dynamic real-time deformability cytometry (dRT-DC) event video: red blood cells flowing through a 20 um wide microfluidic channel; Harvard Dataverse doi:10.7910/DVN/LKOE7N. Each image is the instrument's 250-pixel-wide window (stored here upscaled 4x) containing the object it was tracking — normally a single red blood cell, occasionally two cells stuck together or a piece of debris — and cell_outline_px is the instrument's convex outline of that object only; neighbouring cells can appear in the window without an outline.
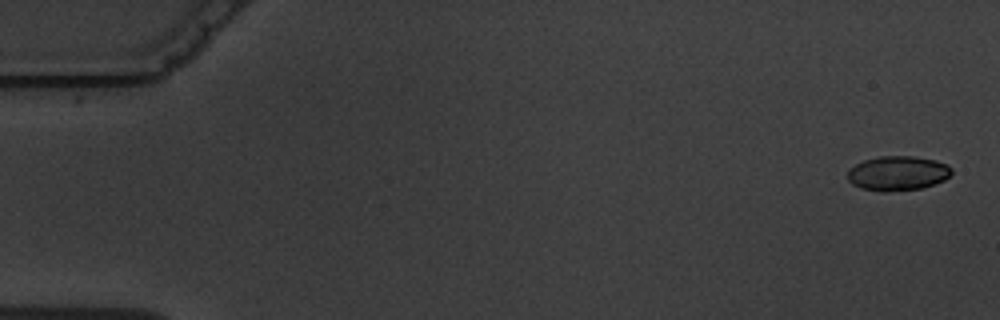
{"species": "common noctule bat (a hibernating species)", "species_latin": "Nyctalus noctula", "temperature_condition": "warm", "stored_images_in_passage": 4, "camera_frame_rate_fps": 3000, "um_per_image_px": 0.085, "animal": {"sex": "male", "body_mass_g": 19.5, "forearm_length_mm": 54.6}, "frame": {"image": 1, "passage_image": 1, "time_ms": 0.0, "image_size_px": [1000, 320], "cell_outline_px": [[952, 172], [944, 180], [920, 188], [888, 192], [880, 192], [860, 188], [852, 184], [848, 180], [848, 172], [856, 164], [864, 160], [880, 156], [912, 156], [936, 160], [952, 168]], "centroid_in_image_um": [76.28, 14.73], "position_along_channel_um": 8.7, "area_um2": 20.81}}
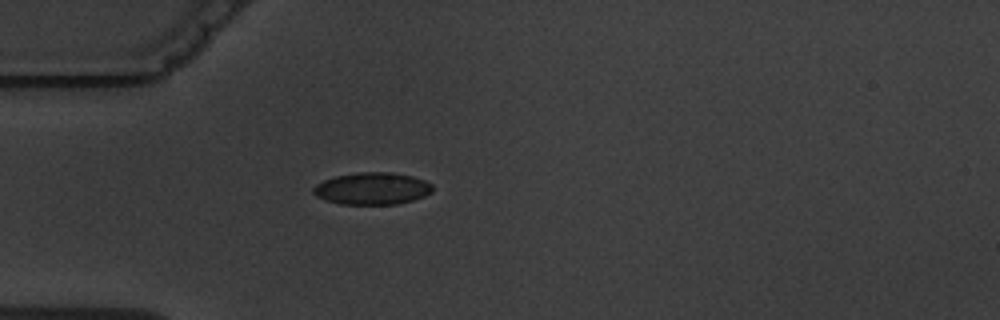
{"frame": {"image": 2, "passage_image": 4, "time_ms": 5.0, "image_size_px": [1000, 320], "cell_outline_px": [[432, 192], [424, 196], [412, 200], [396, 204], [340, 204], [324, 200], [316, 196], [312, 192], [312, 188], [316, 184], [324, 180], [336, 176], [356, 172], [392, 172], [412, 176], [424, 180], [432, 184]], "centroid_in_image_um": [31.61, 16.02], "position_along_channel_um": 53.4, "area_um2": 22.37}}